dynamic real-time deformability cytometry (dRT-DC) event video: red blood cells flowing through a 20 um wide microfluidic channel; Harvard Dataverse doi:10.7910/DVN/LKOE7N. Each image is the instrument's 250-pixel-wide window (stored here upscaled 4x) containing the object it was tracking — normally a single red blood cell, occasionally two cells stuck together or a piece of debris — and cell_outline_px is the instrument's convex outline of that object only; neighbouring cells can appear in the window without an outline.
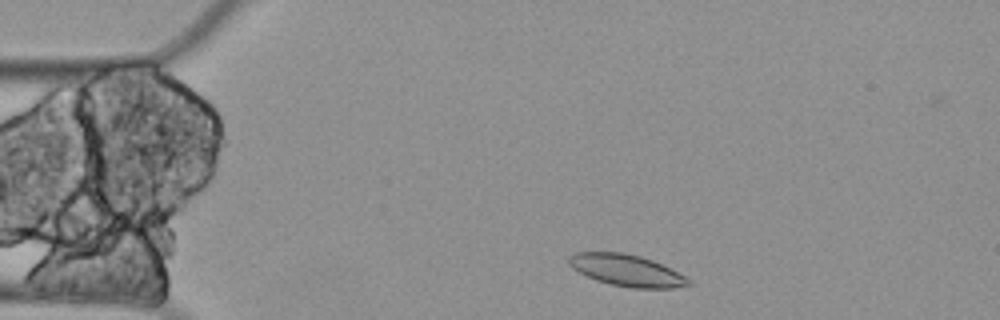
{"species": "Egyptian fruit bat (a non-hibernating species)", "species_latin": "Rousettus aegyptiacus", "temperature_condition": "cold", "stored_images_in_passage": 4, "camera_frame_rate_fps": 3000, "um_per_image_px": 0.085, "animal": {"sex": "female"}, "frame": {"image": 1, "passage_image": 1, "time_ms": 0.0, "image_size_px": [1000, 320], "cell_outline_px": [[692, 284], [672, 288], [632, 288], [608, 284], [596, 280], [572, 268], [568, 264], [568, 256], [576, 252], [620, 252], [640, 256], [652, 260], [684, 276]], "centroid_in_image_um": [53.2, 22.98], "position_along_channel_um": 31.8, "area_um2": 21.79}}
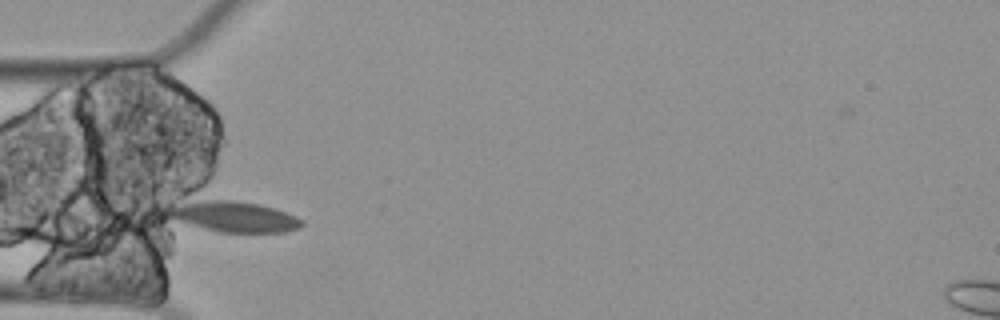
{"frame": {"image": 2, "passage_image": 3, "time_ms": 0.667, "image_size_px": [1000, 320], "cell_outline_px": [[304, 224], [300, 228], [284, 232], [216, 232], [168, 220], [168, 216], [172, 212], [188, 204], [204, 200], [236, 200], [260, 204], [296, 216], [304, 220]], "centroid_in_image_um": [19.99, 18.46], "position_along_channel_um": 65.0, "area_um2": 23.41}}
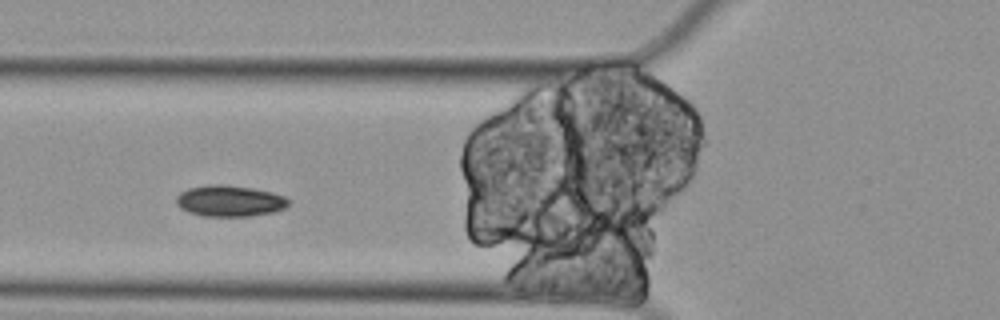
{"frame": {"image": 3, "passage_image": 4, "time_ms": 1.0, "image_size_px": [1000, 320], "cell_outline_px": [[292, 200], [288, 208], [276, 212], [252, 216], [204, 216], [188, 212], [180, 208], [176, 204], [176, 196], [180, 192], [188, 188], [208, 184], [220, 184], [252, 188], [272, 192], [284, 196]], "centroid_in_image_um": [19.57, 17.08], "position_along_channel_um": 106.2, "area_um2": 20.81}}